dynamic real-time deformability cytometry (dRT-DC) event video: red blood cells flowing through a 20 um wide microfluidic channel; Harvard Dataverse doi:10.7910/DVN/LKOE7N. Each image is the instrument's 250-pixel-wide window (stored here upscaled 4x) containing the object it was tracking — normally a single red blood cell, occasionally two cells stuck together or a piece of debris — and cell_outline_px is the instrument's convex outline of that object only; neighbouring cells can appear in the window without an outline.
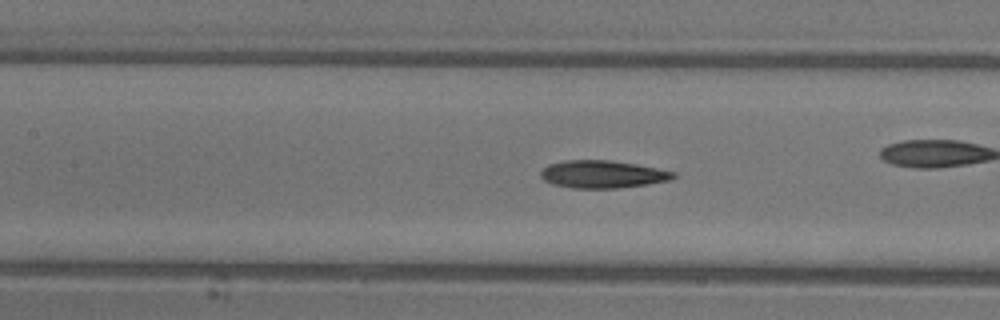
{"species": "common noctule bat (a hibernating species)", "species_latin": "Nyctalus noctula", "temperature_condition": "warm", "stored_images_in_passage": 46, "camera_frame_rate_fps": 3000, "um_per_image_px": 0.085, "animal": {"sex": "female"}, "frame": {"image": 1, "passage_image": 20, "time_ms": 6.333, "image_size_px": [1000, 320], "cell_outline_px": [[676, 176], [672, 180], [648, 184], [616, 188], [572, 188], [552, 184], [544, 180], [540, 176], [540, 172], [548, 164], [564, 160], [608, 160], [636, 164], [676, 172]], "centroid_in_image_um": [51.21, 14.81], "position_along_channel_um": 156.2, "area_um2": 21.39}, "authors_computed_cell_mechanics": {"area_um2": 20.9525, "velocity_mm_per_s": 4.41, "shape_relaxation_time_tau1_ms": 7.3279, "shape_relaxation_time_tau2_ms": 3.2149, "deformation_change_tau1": 0.2393, "deformation_change_tau2": 0.1191}}